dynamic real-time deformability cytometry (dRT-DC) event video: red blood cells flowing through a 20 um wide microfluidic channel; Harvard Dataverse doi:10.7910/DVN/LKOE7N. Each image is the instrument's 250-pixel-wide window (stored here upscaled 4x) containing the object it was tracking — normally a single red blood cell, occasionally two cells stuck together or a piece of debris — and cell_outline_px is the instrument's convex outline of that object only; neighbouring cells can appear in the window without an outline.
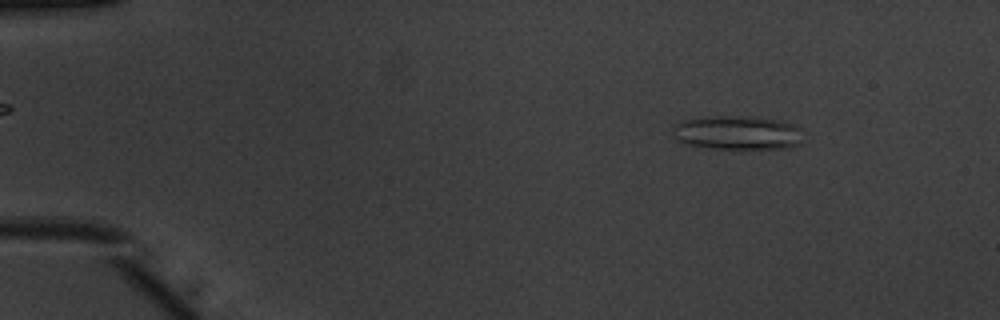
{"species": "common noctule bat (a hibernating species)", "species_latin": "Nyctalus noctula", "temperature_condition": "warm", "stored_images_in_passage": 27, "camera_frame_rate_fps": 3000, "um_per_image_px": 0.085, "animal": {"sex": "male", "body_mass_g": 20.1, "forearm_length_mm": 53.5}, "frame": {"image": 1, "passage_image": 7, "time_ms": 2.0, "image_size_px": [1000, 320], "cell_outline_px": [[800, 144], [784, 148], [712, 148], [688, 144], [672, 136], [672, 128], [680, 120], [708, 116], [744, 116], [776, 120], [796, 124], [800, 128]], "centroid_in_image_um": [62.64, 11.26], "position_along_channel_um": 22.4, "area_um2": 25.61}}
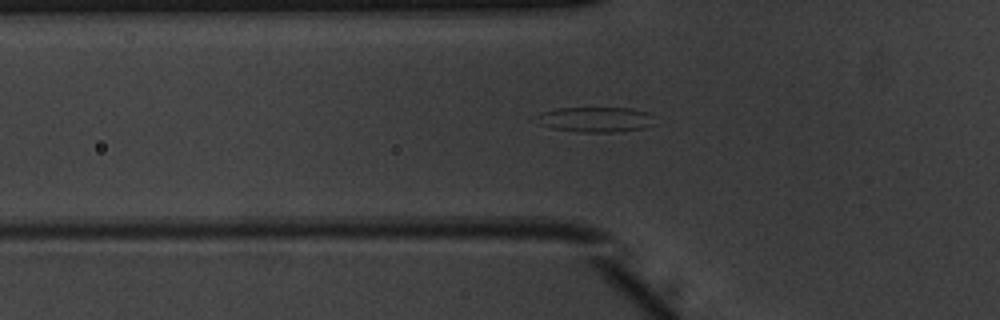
{"frame": {"image": 2, "passage_image": 18, "time_ms": 5.667, "image_size_px": [1000, 320], "cell_outline_px": [[652, 124], [644, 128], [620, 132], [580, 132], [552, 128], [540, 124], [540, 112], [556, 108], [632, 108], [648, 112]], "centroid_in_image_um": [50.63, 10.16], "position_along_channel_um": 75.2, "area_um2": 17.05}}
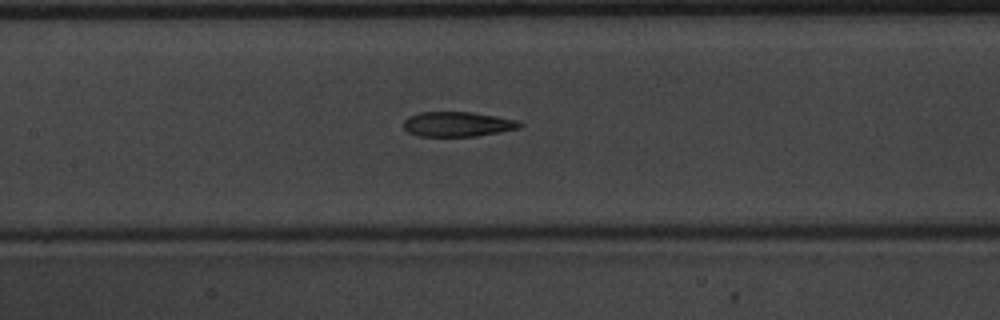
{"frame": {"image": 3, "passage_image": 25, "time_ms": 8.0, "image_size_px": [1000, 320], "cell_outline_px": [[524, 124], [520, 128], [500, 132], [476, 136], [416, 136], [408, 132], [404, 128], [404, 120], [408, 116], [420, 112], [472, 112], [516, 120]], "centroid_in_image_um": [38.87, 10.56], "position_along_channel_um": 168.5, "area_um2": 16.82}}